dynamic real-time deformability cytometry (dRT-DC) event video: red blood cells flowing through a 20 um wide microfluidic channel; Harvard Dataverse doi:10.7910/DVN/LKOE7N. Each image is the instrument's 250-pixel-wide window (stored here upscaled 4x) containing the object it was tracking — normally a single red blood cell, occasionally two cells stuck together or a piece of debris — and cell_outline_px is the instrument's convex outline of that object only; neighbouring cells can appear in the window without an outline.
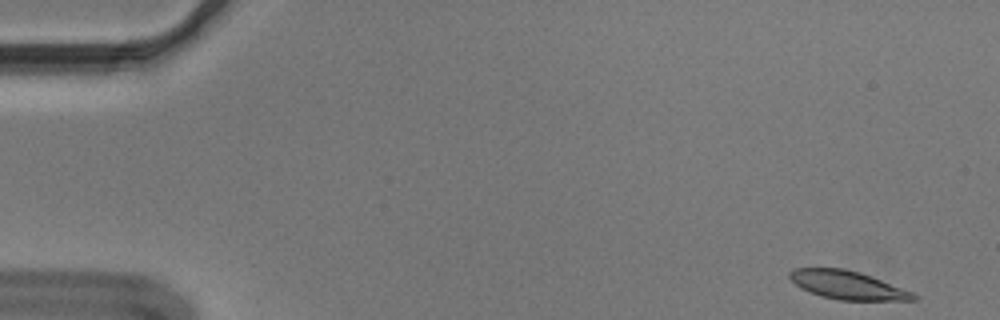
{"species": "Egyptian fruit bat (a non-hibernating species)", "species_latin": "Rousettus aegyptiacus", "temperature_condition": "cold", "stored_images_in_passage": 53, "camera_frame_rate_fps": 3000, "um_per_image_px": 0.085, "animal": {"sex": "male"}, "frame": {"image": 1, "passage_image": 1, "time_ms": 0.0, "image_size_px": [1000, 320], "cell_outline_px": [[920, 296], [916, 300], [840, 300], [820, 296], [800, 288], [788, 276], [788, 272], [792, 268], [844, 268], [860, 272], [872, 276], [912, 292]], "centroid_in_image_um": [72.03, 24.22], "position_along_channel_um": 13.0, "area_um2": 20.52}}
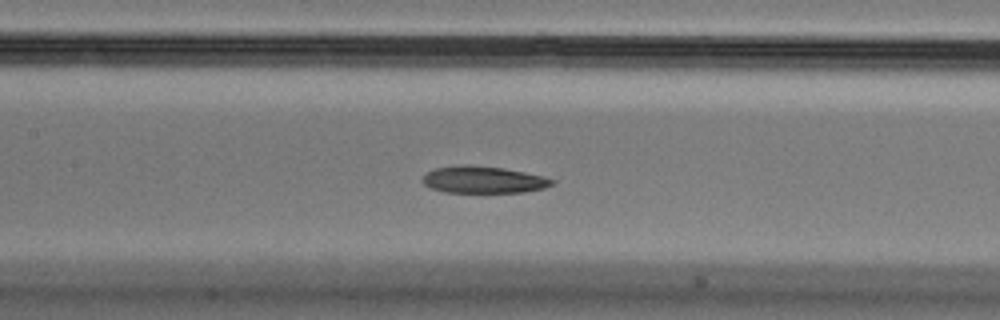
{"frame": {"image": 2, "passage_image": 24, "time_ms": 7.667, "image_size_px": [1000, 320], "cell_outline_px": [[556, 180], [552, 184], [544, 188], [524, 192], [444, 192], [432, 188], [424, 184], [420, 180], [428, 172], [436, 168], [460, 164], [468, 164], [504, 168], [544, 176]], "centroid_in_image_um": [41.09, 15.27], "position_along_channel_um": 166.3, "area_um2": 20.35}}
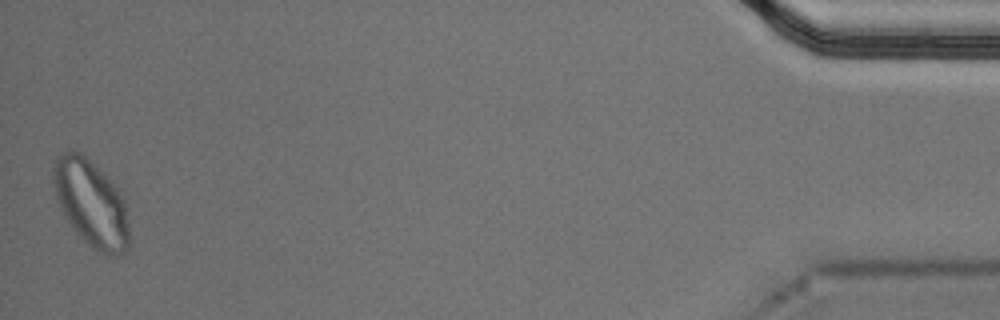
{"frame": {"image": 3, "passage_image": 53, "time_ms": 17.333, "image_size_px": [1000, 320], "cell_outline_px": [[128, 248], [124, 252], [116, 256], [112, 256], [96, 252], [76, 232], [64, 216], [60, 208], [56, 196], [52, 180], [52, 168], [56, 156], [60, 152], [68, 148], [72, 148], [80, 152], [116, 188], [124, 200], [128, 220]], "centroid_in_image_um": [7.69, 17.28], "position_along_channel_um": 427.5, "area_um2": 38.21}, "authors_computed_cell_mechanics": {"area_um2": 21.7906, "velocity_mm_per_s": 3.5979, "shape_relaxation_time_tau1_ms": 9.7727, "shape_relaxation_time_tau2_ms": 3.3802, "deformation_change_tau1": 0.2279, "deformation_change_tau2": 0.0942}}